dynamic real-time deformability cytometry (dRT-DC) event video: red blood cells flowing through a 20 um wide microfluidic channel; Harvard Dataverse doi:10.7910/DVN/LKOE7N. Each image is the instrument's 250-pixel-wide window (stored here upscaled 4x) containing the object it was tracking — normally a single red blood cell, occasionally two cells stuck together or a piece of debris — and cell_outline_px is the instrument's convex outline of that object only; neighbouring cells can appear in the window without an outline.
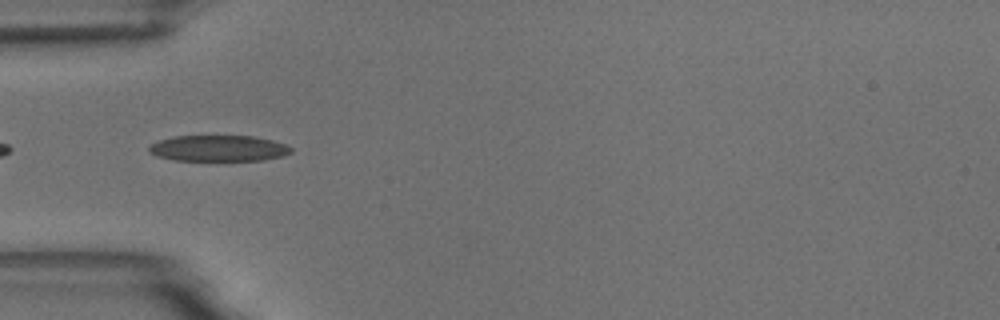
{"species": "common noctule bat (a hibernating species)", "species_latin": "Nyctalus noctula", "temperature_condition": "room temperature", "stored_images_in_passage": 10, "camera_frame_rate_fps": 3000, "um_per_image_px": 0.085, "animal": {"sex": "male", "body_mass_g": 18.8}, "frame": {"image": 1, "passage_image": 2, "time_ms": 0.333, "image_size_px": [1000, 320], "cell_outline_px": [[292, 152], [284, 156], [264, 160], [172, 160], [156, 156], [148, 152], [148, 148], [152, 144], [160, 140], [176, 136], [252, 136], [272, 140], [284, 144], [292, 148]], "centroid_in_image_um": [18.58, 12.61], "position_along_channel_um": 66.4, "area_um2": 21.5}}